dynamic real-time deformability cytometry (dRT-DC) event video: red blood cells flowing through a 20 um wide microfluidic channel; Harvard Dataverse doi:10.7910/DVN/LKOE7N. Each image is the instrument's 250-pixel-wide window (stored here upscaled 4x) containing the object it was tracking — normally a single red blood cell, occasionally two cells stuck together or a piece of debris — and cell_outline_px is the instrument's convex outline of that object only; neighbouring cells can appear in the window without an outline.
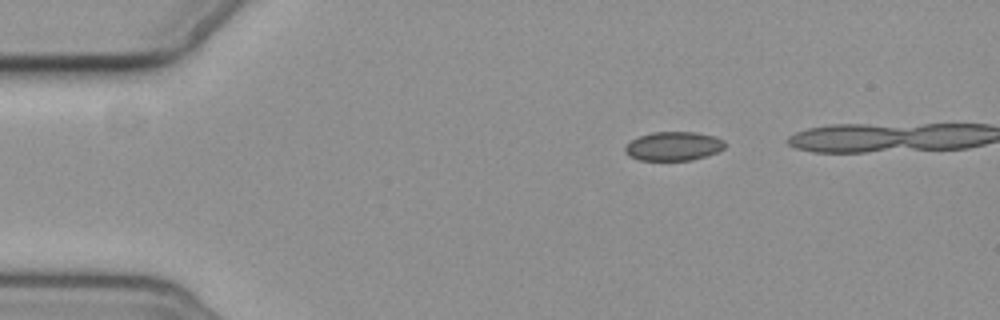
{"species": "common noctule bat (a hibernating species)", "species_latin": "Nyctalus noctula", "temperature_condition": "cold", "stored_images_in_passage": 4, "camera_frame_rate_fps": 3000, "um_per_image_px": 0.085, "animal": {"sex": "female", "body_mass_g": 19.3, "forearm_length_mm": 54.1}, "frame": {"image": 1, "passage_image": 1, "time_ms": 0.0, "image_size_px": [1000, 320], "cell_outline_px": [[724, 148], [716, 152], [692, 160], [640, 160], [628, 156], [624, 152], [624, 148], [632, 140], [640, 136], [652, 132], [696, 132], [716, 136], [724, 140]], "centroid_in_image_um": [57.24, 12.42], "position_along_channel_um": 27.8, "area_um2": 16.76}}